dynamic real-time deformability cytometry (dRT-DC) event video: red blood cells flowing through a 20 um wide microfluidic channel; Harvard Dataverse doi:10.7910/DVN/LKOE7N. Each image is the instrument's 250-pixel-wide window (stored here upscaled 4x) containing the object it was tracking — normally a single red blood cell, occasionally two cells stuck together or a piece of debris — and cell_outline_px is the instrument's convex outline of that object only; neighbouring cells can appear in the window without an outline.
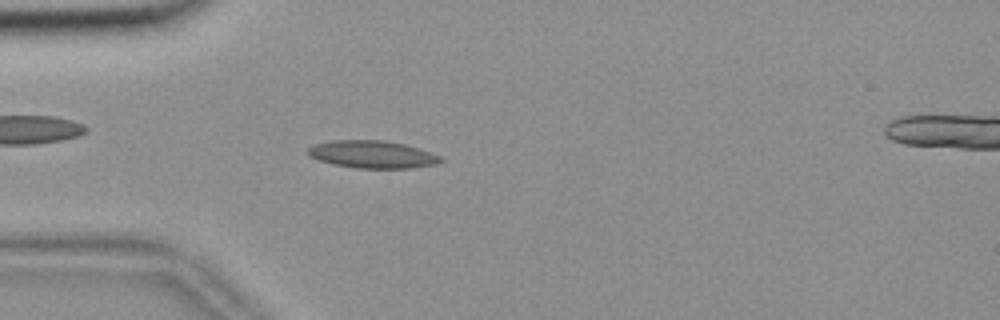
{"species": "common noctule bat (a hibernating species)", "species_latin": "Nyctalus noctula", "temperature_condition": "room temperature", "stored_images_in_passage": 55, "camera_frame_rate_fps": 3000, "um_per_image_px": 0.085, "animal": {"sex": "female", "body_mass_g": 18.4}, "frame": {"image": 1, "passage_image": 15, "time_ms": 4.667, "image_size_px": [1000, 320], "cell_outline_px": [[444, 160], [436, 164], [412, 168], [356, 168], [332, 164], [320, 160], [312, 156], [308, 152], [308, 148], [316, 144], [332, 140], [384, 140], [404, 144], [420, 148], [440, 156]], "centroid_in_image_um": [31.69, 13.12], "position_along_channel_um": 53.3, "area_um2": 21.15}}
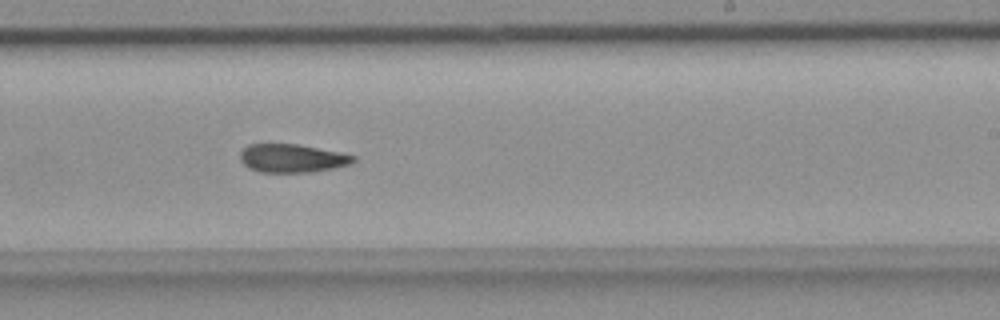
{"frame": {"image": 2, "passage_image": 33, "time_ms": 10.667, "image_size_px": [1000, 320], "cell_outline_px": [[356, 160], [352, 164], [312, 172], [260, 172], [248, 168], [240, 160], [240, 152], [248, 144], [296, 144], [340, 152], [356, 156]], "centroid_in_image_um": [24.83, 13.45], "position_along_channel_um": 264.2, "area_um2": 18.73}}
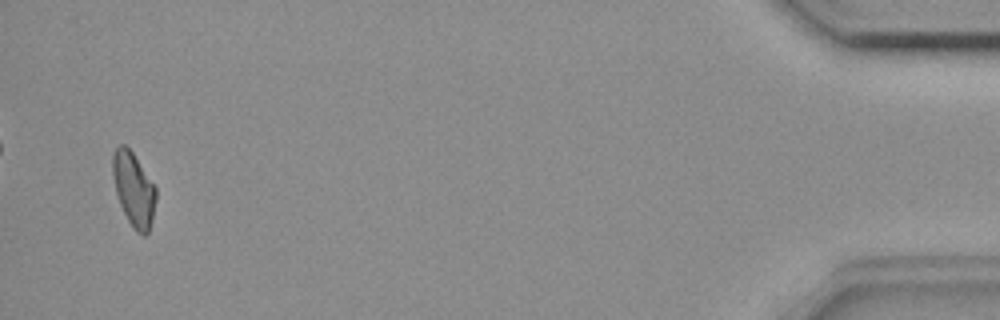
{"frame": {"image": 3, "passage_image": 53, "time_ms": 17.333, "image_size_px": [1000, 320], "cell_outline_px": [[156, 200], [148, 232], [144, 236], [136, 232], [128, 220], [120, 204], [116, 192], [112, 176], [112, 152], [120, 144], [124, 144], [132, 152], [156, 184]], "centroid_in_image_um": [11.36, 16.05], "position_along_channel_um": 423.8, "area_um2": 18.73}, "authors_computed_cell_mechanics": {"area_um2": 19.7098, "velocity_mm_per_s": 3.6582, "shape_relaxation_time_tau1_ms": null, "shape_relaxation_time_tau2_ms": 4.74, "deformation_change_tau1": null, "deformation_change_tau2": 0.1114}}